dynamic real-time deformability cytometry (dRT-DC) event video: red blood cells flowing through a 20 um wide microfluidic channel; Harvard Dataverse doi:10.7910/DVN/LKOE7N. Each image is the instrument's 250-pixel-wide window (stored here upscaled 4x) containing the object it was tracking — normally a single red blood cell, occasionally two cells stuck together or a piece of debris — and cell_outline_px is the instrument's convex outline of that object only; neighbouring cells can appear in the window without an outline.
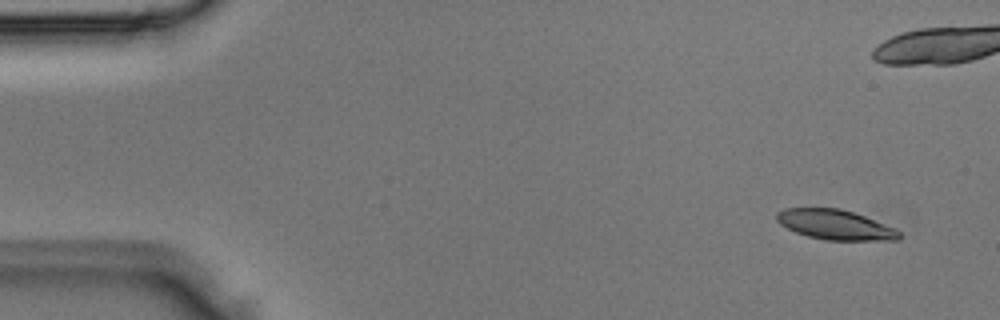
{"species": "Egyptian fruit bat (a non-hibernating species)", "species_latin": "Rousettus aegyptiacus", "temperature_condition": "room temperature", "stored_images_in_passage": 6, "camera_frame_rate_fps": 3000, "um_per_image_px": 0.085, "animal": {"sex": "male"}, "frame": {"image": 1, "passage_image": 1, "time_ms": 0.0, "image_size_px": [1000, 320], "cell_outline_px": [[900, 240], [824, 240], [808, 236], [796, 232], [780, 224], [776, 220], [776, 212], [784, 208], [840, 208], [864, 216], [896, 228], [900, 232]], "centroid_in_image_um": [70.99, 19.1], "position_along_channel_um": 14.0, "area_um2": 21.33}}